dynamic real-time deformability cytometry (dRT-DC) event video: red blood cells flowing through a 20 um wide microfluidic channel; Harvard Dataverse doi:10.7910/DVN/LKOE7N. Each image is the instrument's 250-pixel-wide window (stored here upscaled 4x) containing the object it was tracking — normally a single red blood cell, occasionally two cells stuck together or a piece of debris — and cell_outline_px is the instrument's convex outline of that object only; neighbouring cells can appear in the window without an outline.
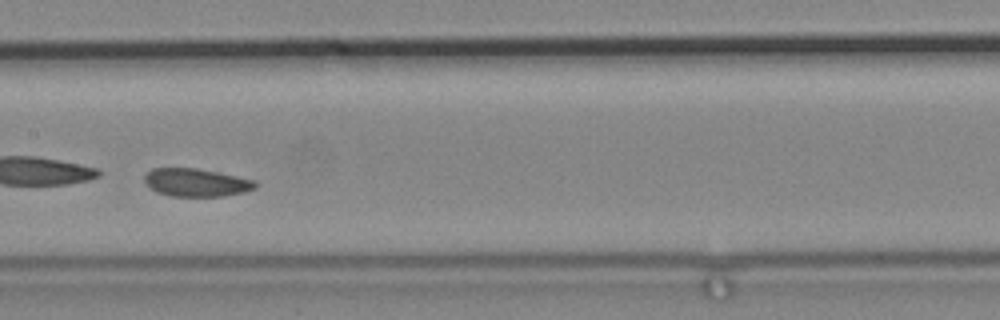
{"species": "common noctule bat (a hibernating species)", "species_latin": "Nyctalus noctula", "temperature_condition": "cold", "stored_images_in_passage": 13, "camera_frame_rate_fps": 3000, "um_per_image_px": 0.085, "animal": {"sex": "male", "body_mass_g": 19.2, "forearm_length_mm": 51.8}, "frame": {"image": 1, "passage_image": 8, "time_ms": 2.333, "image_size_px": [1000, 320], "cell_outline_px": [[256, 188], [244, 192], [224, 196], [172, 196], [156, 192], [144, 180], [144, 176], [152, 168], [196, 168], [256, 180]], "centroid_in_image_um": [16.69, 15.51], "position_along_channel_um": 190.7, "area_um2": 17.92}}
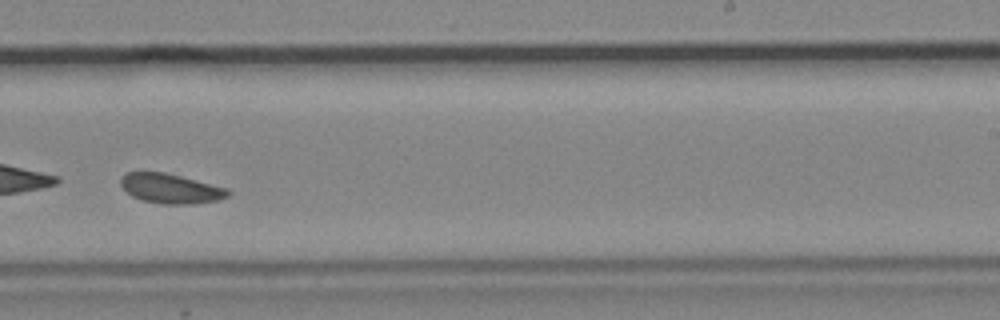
{"frame": {"image": 2, "passage_image": 10, "time_ms": 3.0, "image_size_px": [1000, 320], "cell_outline_px": [[232, 192], [228, 196], [216, 200], [192, 204], [164, 204], [140, 200], [132, 196], [120, 184], [120, 176], [124, 172], [164, 172], [228, 188]], "centroid_in_image_um": [14.48, 16.02], "position_along_channel_um": 274.5, "area_um2": 18.55}}
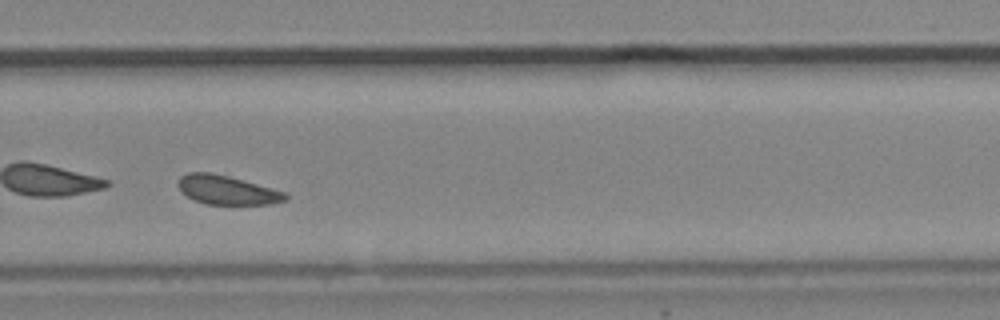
{"frame": {"image": 3, "passage_image": 11, "time_ms": 3.333, "image_size_px": [1000, 320], "cell_outline_px": [[288, 196], [284, 200], [272, 204], [204, 204], [192, 200], [180, 188], [180, 176], [188, 172], [212, 172], [228, 176], [272, 188], [284, 192]], "centroid_in_image_um": [19.29, 16.15], "position_along_channel_um": 310.5, "area_um2": 17.86}}